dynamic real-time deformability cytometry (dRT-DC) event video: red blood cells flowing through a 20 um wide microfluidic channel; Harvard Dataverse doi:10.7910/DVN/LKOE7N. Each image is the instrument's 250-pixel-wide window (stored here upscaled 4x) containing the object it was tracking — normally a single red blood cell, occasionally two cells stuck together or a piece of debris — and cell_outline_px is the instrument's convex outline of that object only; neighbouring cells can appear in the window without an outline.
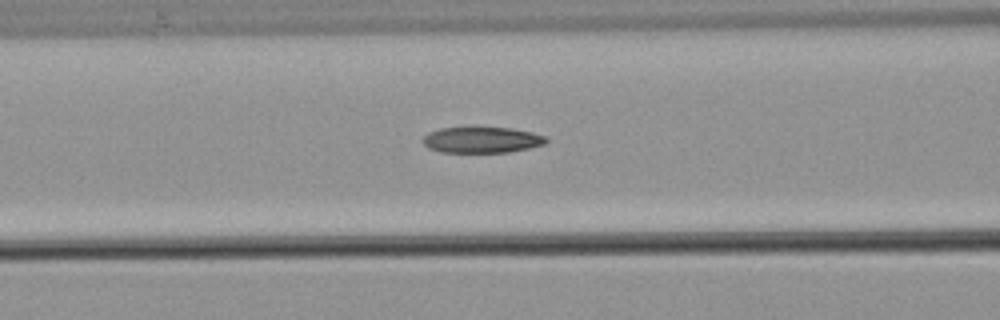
{"species": "common noctule bat (a hibernating species)", "species_latin": "Nyctalus noctula", "temperature_condition": "warm", "stored_images_in_passage": 49, "camera_frame_rate_fps": 3000, "um_per_image_px": 0.085, "animal": {"sex": "male", "body_mass_g": 21.5, "forearm_length_mm": 52.0}, "frame": {"image": 1, "passage_image": 22, "time_ms": 7.0, "image_size_px": [1000, 320], "cell_outline_px": [[548, 140], [544, 144], [528, 148], [508, 152], [440, 152], [428, 148], [420, 140], [428, 132], [440, 128], [512, 128], [532, 132], [548, 136]], "centroid_in_image_um": [40.95, 11.89], "position_along_channel_um": 125.7, "area_um2": 18.67}, "authors_computed_cell_mechanics": {"area_um2": 19.3052, "velocity_mm_per_s": 3.8317, "shape_relaxation_time_tau1_ms": 6.9806, "shape_relaxation_time_tau2_ms": 4.0141, "deformation_change_tau1": 0.2115, "deformation_change_tau2": 0.1273}}